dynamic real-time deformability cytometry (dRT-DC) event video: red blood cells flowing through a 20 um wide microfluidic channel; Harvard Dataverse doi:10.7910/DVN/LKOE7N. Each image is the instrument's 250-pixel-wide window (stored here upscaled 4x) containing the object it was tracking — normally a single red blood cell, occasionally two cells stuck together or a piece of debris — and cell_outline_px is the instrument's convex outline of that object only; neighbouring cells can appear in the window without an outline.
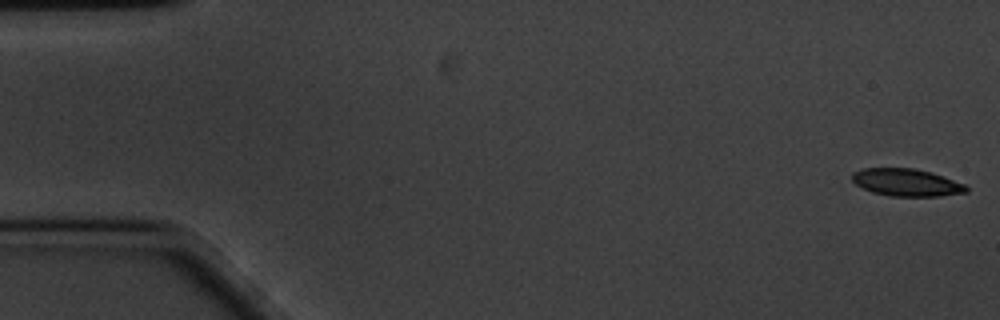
{"species": "common noctule bat (a hibernating species)", "species_latin": "Nyctalus noctula", "temperature_condition": "cold", "stored_images_in_passage": 59, "camera_frame_rate_fps": 3000, "um_per_image_px": 0.085, "animal": {"sex": "male", "body_mass_g": 20.1, "forearm_length_mm": 53.5}, "frame": {"image": 1, "passage_image": 1, "time_ms": 0.0, "image_size_px": [1000, 320], "cell_outline_px": [[968, 192], [940, 196], [888, 196], [872, 192], [856, 184], [852, 180], [852, 172], [864, 168], [916, 168], [932, 172], [964, 184], [968, 188]], "centroid_in_image_um": [77.05, 15.5], "position_along_channel_um": 8.0, "area_um2": 18.26}}
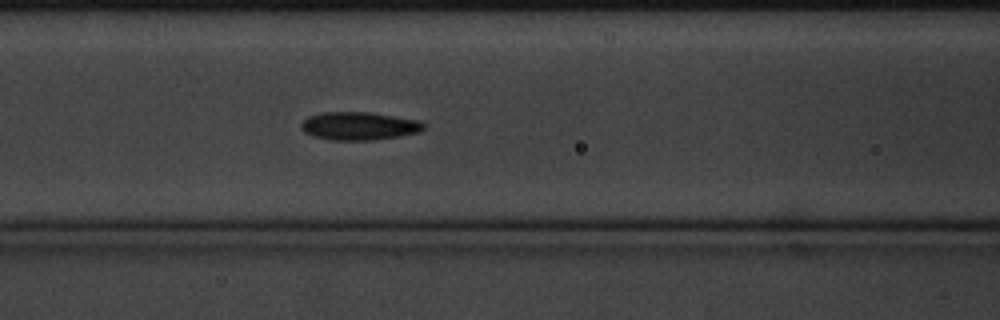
{"frame": {"image": 2, "passage_image": 24, "time_ms": 7.667, "image_size_px": [1000, 320], "cell_outline_px": [[424, 128], [420, 132], [372, 140], [332, 140], [312, 136], [304, 132], [300, 128], [300, 124], [308, 116], [320, 112], [368, 112], [420, 120], [424, 124]], "centroid_in_image_um": [30.48, 10.7], "position_along_channel_um": 136.1, "area_um2": 20.06}}
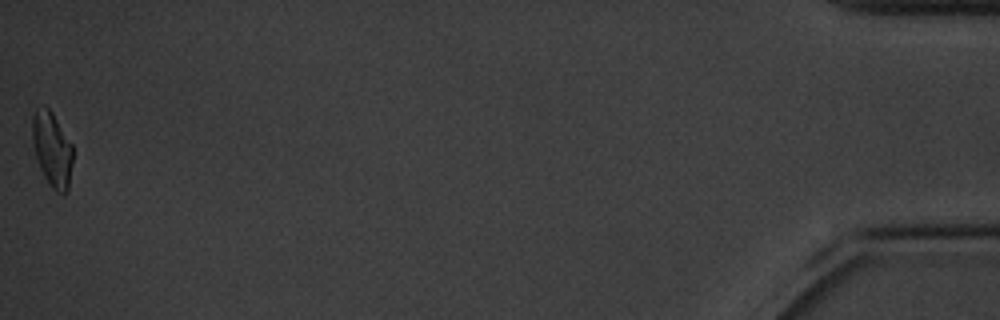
{"frame": {"image": 3, "passage_image": 59, "time_ms": 19.333, "image_size_px": [1000, 320], "cell_outline_px": [[72, 164], [68, 192], [64, 196], [56, 192], [48, 184], [40, 168], [32, 144], [32, 116], [36, 108], [44, 104], [52, 112], [72, 144]], "centroid_in_image_um": [4.42, 12.71], "position_along_channel_um": 430.8, "area_um2": 17.92}, "authors_computed_cell_mechanics": {"area_um2": 19.0162, "velocity_mm_per_s": 3.3641, "shape_relaxation_time_tau1_ms": 3.4727, "shape_relaxation_time_tau2_ms": 5.7854, "deformation_change_tau1": 0.1225, "deformation_change_tau2": 0.1086}}